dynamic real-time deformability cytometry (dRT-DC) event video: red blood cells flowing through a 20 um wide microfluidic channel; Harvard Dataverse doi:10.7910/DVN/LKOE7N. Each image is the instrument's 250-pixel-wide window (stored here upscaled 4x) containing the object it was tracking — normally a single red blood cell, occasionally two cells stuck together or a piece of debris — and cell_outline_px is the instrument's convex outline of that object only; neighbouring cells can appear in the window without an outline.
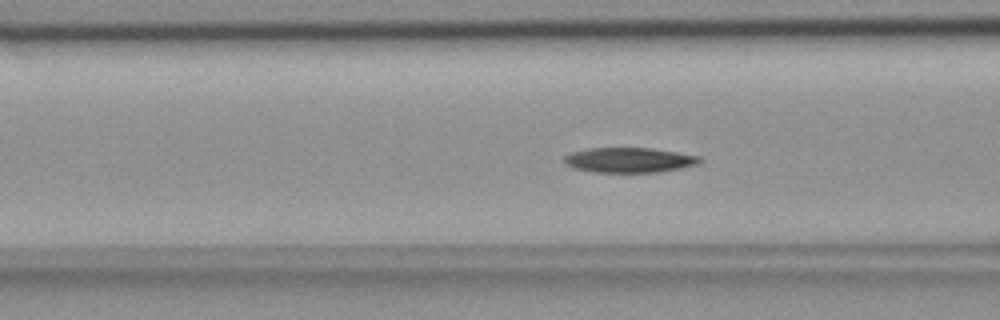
{"species": "common noctule bat (a hibernating species)", "species_latin": "Nyctalus noctula", "temperature_condition": "room temperature", "stored_images_in_passage": 55, "camera_frame_rate_fps": 3000, "um_per_image_px": 0.085, "animal": {"sex": "female", "body_mass_g": 18.4}, "frame": {"image": 1, "passage_image": 21, "time_ms": 6.667, "image_size_px": [1000, 320], "cell_outline_px": [[704, 160], [700, 164], [660, 172], [592, 172], [576, 168], [564, 164], [564, 156], [572, 152], [588, 148], [652, 148], [700, 156]], "centroid_in_image_um": [53.51, 13.6], "position_along_channel_um": 113.1, "area_um2": 19.83}}
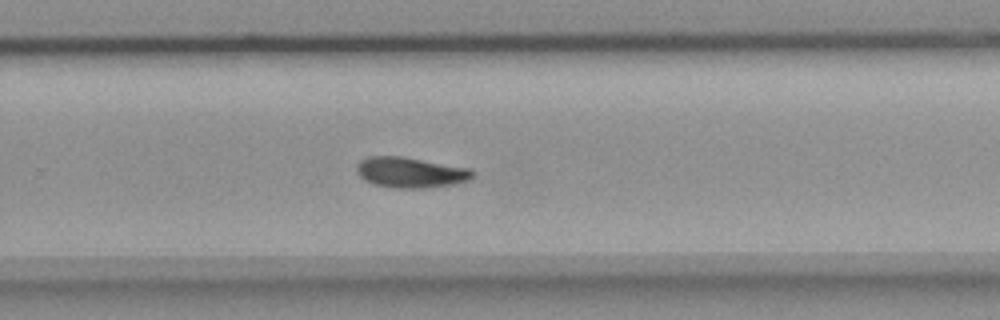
{"frame": {"image": 2, "passage_image": 36, "time_ms": 11.667, "image_size_px": [1000, 320], "cell_outline_px": [[476, 176], [472, 180], [452, 184], [424, 188], [392, 188], [376, 184], [364, 180], [360, 176], [356, 168], [356, 164], [360, 160], [368, 156], [400, 156], [472, 168], [476, 172]], "centroid_in_image_um": [34.95, 14.65], "position_along_channel_um": 294.9, "area_um2": 20.87}}
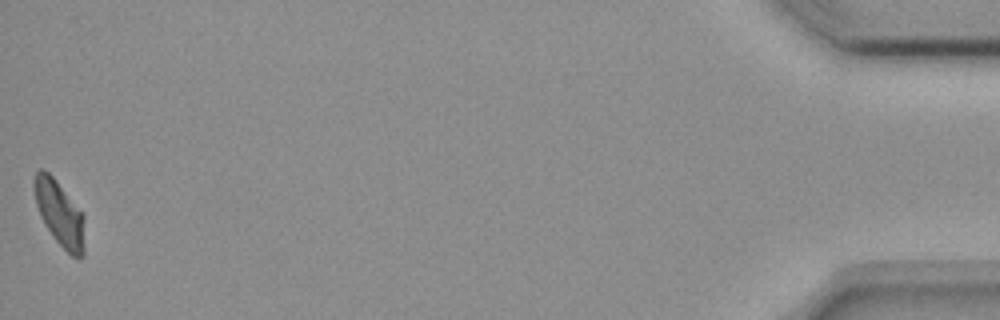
{"frame": {"image": 3, "passage_image": 55, "time_ms": 18.0, "image_size_px": [1000, 320], "cell_outline_px": [[84, 256], [72, 256], [56, 240], [40, 216], [36, 204], [32, 188], [32, 180], [36, 172], [40, 168], [44, 168], [56, 180], [84, 216]], "centroid_in_image_um": [5.03, 18.09], "position_along_channel_um": 430.2, "area_um2": 18.96}, "authors_computed_cell_mechanics": {"area_um2": 19.941, "velocity_mm_per_s": 3.6479, "shape_relaxation_time_tau1_ms": 5.0805, "shape_relaxation_time_tau2_ms": null, "deformation_change_tau1": 0.1435, "deformation_change_tau2": null}}